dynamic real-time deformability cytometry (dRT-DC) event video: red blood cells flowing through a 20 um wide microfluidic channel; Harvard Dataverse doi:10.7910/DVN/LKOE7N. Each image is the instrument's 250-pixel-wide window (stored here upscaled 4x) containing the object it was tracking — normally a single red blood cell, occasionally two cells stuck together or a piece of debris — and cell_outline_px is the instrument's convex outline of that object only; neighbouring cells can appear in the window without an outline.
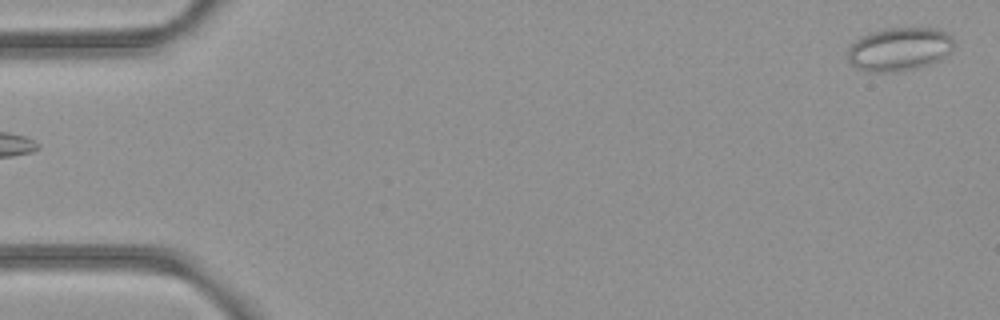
{"species": "common noctule bat (a hibernating species)", "species_latin": "Nyctalus noctula", "temperature_condition": "room temperature", "stored_images_in_passage": 5, "segment_of_instrument_passage": [2, 2], "camera_frame_rate_fps": 3000, "um_per_image_px": 0.085, "animal": {"sex": "female", "body_mass_g": 21.9}, "frame": {"image": 1, "passage_image": 5, "time_ms": 1.333, "image_size_px": [1000, 320], "cell_outline_px": [[956, 44], [940, 60], [920, 68], [900, 72], [864, 72], [856, 68], [848, 60], [848, 48], [860, 36], [868, 32], [884, 28], [936, 28], [952, 36]], "centroid_in_image_um": [76.43, 4.19], "position_along_channel_um": 8.6, "area_um2": 27.4}}